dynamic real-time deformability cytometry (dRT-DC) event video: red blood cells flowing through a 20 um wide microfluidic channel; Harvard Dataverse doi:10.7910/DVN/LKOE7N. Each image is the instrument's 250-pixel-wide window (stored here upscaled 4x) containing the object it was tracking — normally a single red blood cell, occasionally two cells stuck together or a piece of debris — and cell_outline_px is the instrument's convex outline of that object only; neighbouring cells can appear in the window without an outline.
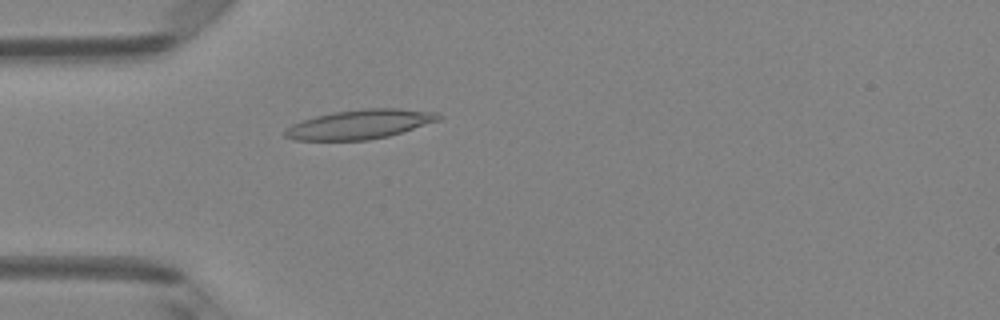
{"species": "Egyptian fruit bat (a non-hibernating species)", "species_latin": "Rousettus aegyptiacus", "temperature_condition": "room temperature", "stored_images_in_passage": 4, "camera_frame_rate_fps": 3000, "um_per_image_px": 0.085, "animal": {"sex": "female"}, "frame": {"image": 1, "passage_image": 4, "time_ms": 1.0, "image_size_px": [1000, 320], "cell_outline_px": [[444, 116], [440, 120], [388, 136], [368, 140], [292, 140], [284, 136], [284, 128], [292, 124], [316, 116], [332, 112], [364, 108], [396, 108], [436, 112]], "centroid_in_image_um": [30.58, 10.56], "position_along_channel_um": 54.4, "area_um2": 26.24}}